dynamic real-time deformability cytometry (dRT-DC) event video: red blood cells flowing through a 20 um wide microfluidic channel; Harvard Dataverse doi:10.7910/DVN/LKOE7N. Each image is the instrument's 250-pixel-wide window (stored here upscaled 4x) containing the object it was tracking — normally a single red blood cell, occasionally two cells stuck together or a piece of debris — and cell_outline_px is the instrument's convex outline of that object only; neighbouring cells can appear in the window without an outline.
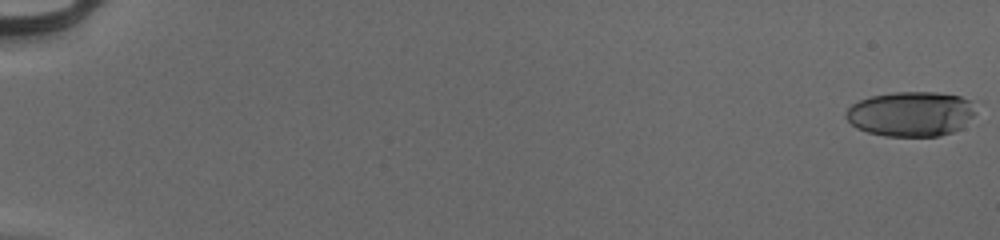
{"species": "human", "species_latin": "Homo sapiens", "temperature_condition": "cold", "stored_images_in_passage": 54, "camera_frame_rate_fps": 3000, "um_per_image_px": 0.085, "donor": {"sex": "male"}, "frame": {"image": 1, "passage_image": 1, "time_ms": 0.0, "image_size_px": [1000, 240], "cell_outline_px": [[976, 112], [964, 128], [940, 136], [884, 136], [868, 132], [856, 128], [844, 116], [848, 108], [852, 104], [860, 100], [872, 96], [896, 92], [936, 92], [960, 96], [972, 100]], "centroid_in_image_um": [77.47, 9.69], "position_along_channel_um": 7.5, "area_um2": 34.22}}
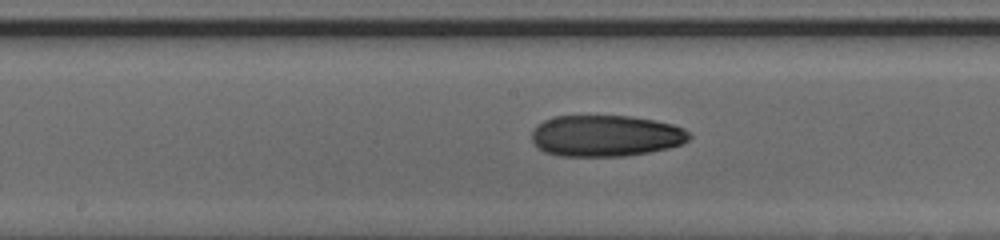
{"frame": {"image": 2, "passage_image": 31, "time_ms": 10.0, "image_size_px": [1000, 240], "cell_outline_px": [[692, 136], [688, 140], [680, 144], [668, 148], [648, 152], [624, 156], [560, 156], [544, 152], [536, 148], [532, 140], [532, 132], [544, 120], [556, 116], [632, 116], [672, 124], [684, 128]], "centroid_in_image_um": [51.48, 11.55], "position_along_channel_um": 196.7, "area_um2": 37.92}}
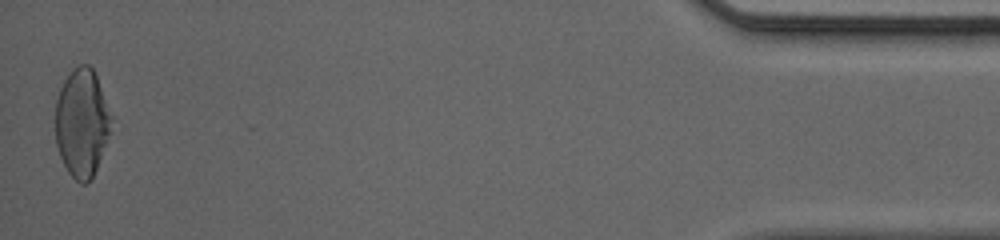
{"frame": {"image": 3, "passage_image": 54, "time_ms": 17.667, "image_size_px": [1000, 240], "cell_outline_px": [[112, 120], [96, 168], [92, 176], [84, 184], [80, 184], [68, 172], [60, 156], [56, 144], [56, 100], [60, 88], [64, 80], [72, 68], [76, 64], [88, 64], [92, 68], [96, 76], [112, 116]], "centroid_in_image_um": [6.93, 10.39], "position_along_channel_um": 428.3, "area_um2": 34.62}, "authors_computed_cell_mechanics": {"area_um2": 36.2984, "velocity_mm_per_s": 4.0245, "shape_relaxation_time_tau1_ms": null, "shape_relaxation_time_tau2_ms": 2.3291, "deformation_change_tau1": null, "deformation_change_tau2": 0.094}}